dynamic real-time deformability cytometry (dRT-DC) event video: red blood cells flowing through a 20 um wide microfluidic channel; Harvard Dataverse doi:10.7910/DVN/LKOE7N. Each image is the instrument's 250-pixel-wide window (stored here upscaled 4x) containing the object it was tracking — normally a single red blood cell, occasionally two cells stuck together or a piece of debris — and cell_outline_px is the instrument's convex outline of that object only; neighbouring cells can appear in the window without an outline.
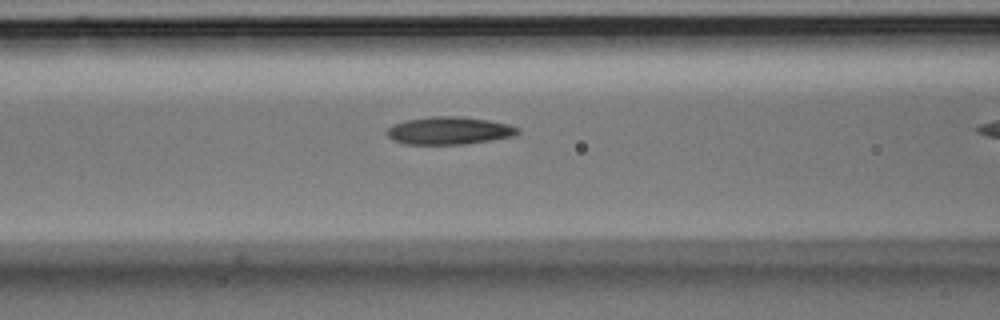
{"species": "Egyptian fruit bat (a non-hibernating species)", "species_latin": "Rousettus aegyptiacus", "temperature_condition": "room temperature", "stored_images_in_passage": 36, "camera_frame_rate_fps": 3000, "um_per_image_px": 0.085, "animal": {"sex": "male"}, "frame": {"image": 1, "passage_image": 15, "time_ms": 4.667, "image_size_px": [1000, 320], "cell_outline_px": [[520, 132], [512, 136], [464, 144], [404, 144], [392, 140], [384, 132], [392, 124], [404, 120], [432, 116], [460, 116], [488, 120], [508, 124], [520, 128]], "centroid_in_image_um": [38.12, 11.09], "position_along_channel_um": 128.5, "area_um2": 21.15}}
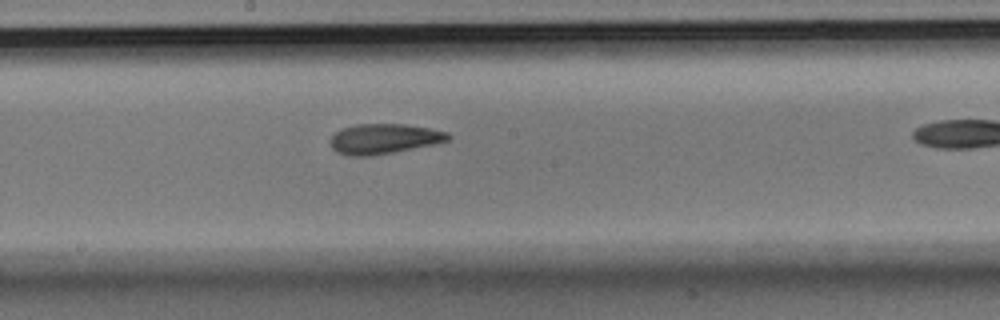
{"frame": {"image": 2, "passage_image": 22, "time_ms": 7.0, "image_size_px": [1000, 320], "cell_outline_px": [[452, 136], [448, 140], [436, 144], [392, 152], [368, 156], [348, 156], [336, 152], [332, 148], [332, 136], [336, 132], [344, 128], [356, 124], [404, 124], [428, 128], [448, 132]], "centroid_in_image_um": [32.66, 11.8], "position_along_channel_um": 215.5, "area_um2": 20.46}}
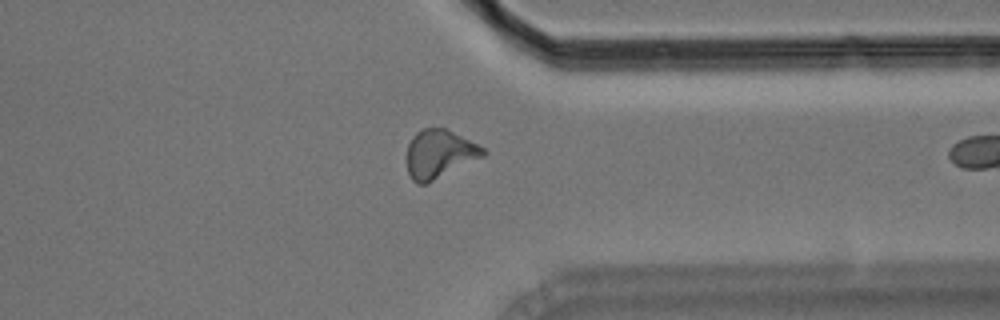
{"frame": {"image": 3, "passage_image": 35, "time_ms": 11.333, "image_size_px": [1000, 320], "cell_outline_px": [[488, 152], [484, 156], [424, 184], [416, 184], [412, 180], [408, 172], [408, 144], [412, 136], [416, 132], [424, 128], [444, 128], [480, 144]], "centroid_in_image_um": [37.36, 13.07], "position_along_channel_um": 374.0, "area_um2": 21.27}}